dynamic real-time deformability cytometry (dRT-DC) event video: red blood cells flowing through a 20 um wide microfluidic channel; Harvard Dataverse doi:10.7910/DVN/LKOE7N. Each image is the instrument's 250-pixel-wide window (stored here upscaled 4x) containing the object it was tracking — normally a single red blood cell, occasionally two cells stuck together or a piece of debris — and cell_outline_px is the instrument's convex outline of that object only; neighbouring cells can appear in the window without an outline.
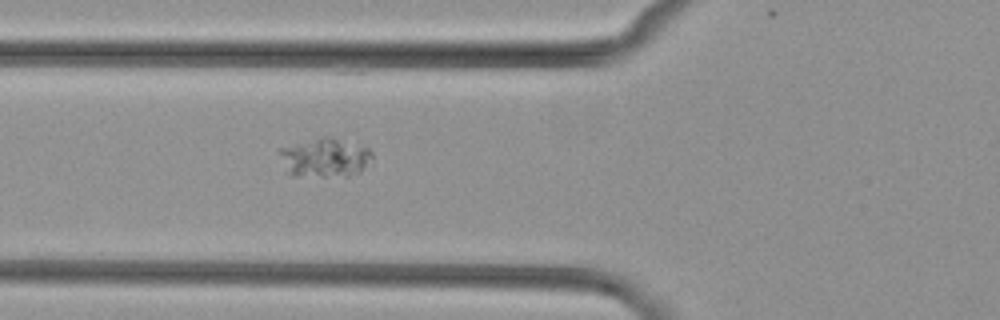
{"species": "common noctule bat (a hibernating species)", "species_latin": "Nyctalus noctula", "temperature_condition": "cold", "stored_images_in_passage": 7, "camera_frame_rate_fps": 3000, "um_per_image_px": 0.085, "animal": {"sex": "female", "body_mass_g": 29.2, "forearm_length_mm": 56.3}, "frame": {"image": 1, "passage_image": 7, "time_ms": 7.333, "image_size_px": [1000, 320], "cell_outline_px": [[372, 156], [360, 172], [348, 176], [292, 176], [284, 172], [280, 152], [280, 148], [320, 136], [328, 136], [368, 148], [372, 152]], "centroid_in_image_um": [27.56, 13.41], "position_along_channel_um": 98.2, "area_um2": 20.98}}